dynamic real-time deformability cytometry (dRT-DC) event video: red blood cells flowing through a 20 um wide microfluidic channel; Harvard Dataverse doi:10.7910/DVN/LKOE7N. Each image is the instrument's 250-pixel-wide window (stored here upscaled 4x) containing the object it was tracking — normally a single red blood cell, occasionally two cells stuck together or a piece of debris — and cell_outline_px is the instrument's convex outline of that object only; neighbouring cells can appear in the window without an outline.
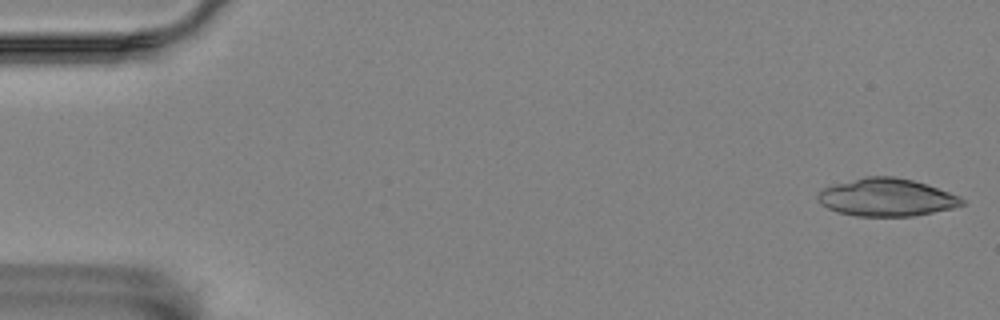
{"species": "Egyptian fruit bat (a non-hibernating species)", "species_latin": "Rousettus aegyptiacus", "temperature_condition": "room temperature", "stored_images_in_passage": 55, "camera_frame_rate_fps": 3000, "um_per_image_px": 0.085, "animal": {"sex": "female"}, "frame": {"image": 1, "passage_image": 1, "time_ms": 0.0, "image_size_px": [1000, 320], "cell_outline_px": [[964, 204], [952, 208], [912, 216], [856, 216], [836, 212], [820, 204], [816, 196], [816, 192], [824, 188], [836, 184], [864, 176], [892, 176], [912, 180], [960, 196], [964, 200]], "centroid_in_image_um": [75.3, 16.78], "position_along_channel_um": 9.7, "area_um2": 31.5}}